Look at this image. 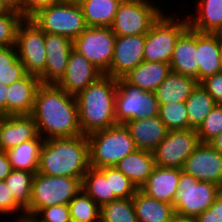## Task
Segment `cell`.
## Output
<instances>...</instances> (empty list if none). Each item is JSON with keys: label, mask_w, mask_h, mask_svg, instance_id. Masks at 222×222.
<instances>
[{"label": "cell", "mask_w": 222, "mask_h": 222, "mask_svg": "<svg viewBox=\"0 0 222 222\" xmlns=\"http://www.w3.org/2000/svg\"><path fill=\"white\" fill-rule=\"evenodd\" d=\"M90 168L89 140L85 135L44 140L38 173L83 178Z\"/></svg>", "instance_id": "3"}, {"label": "cell", "mask_w": 222, "mask_h": 222, "mask_svg": "<svg viewBox=\"0 0 222 222\" xmlns=\"http://www.w3.org/2000/svg\"><path fill=\"white\" fill-rule=\"evenodd\" d=\"M129 130L137 150L153 152L168 134V129L159 116L153 118L134 119L127 121Z\"/></svg>", "instance_id": "22"}, {"label": "cell", "mask_w": 222, "mask_h": 222, "mask_svg": "<svg viewBox=\"0 0 222 222\" xmlns=\"http://www.w3.org/2000/svg\"><path fill=\"white\" fill-rule=\"evenodd\" d=\"M158 116L169 131L189 129L188 112L185 102L159 104Z\"/></svg>", "instance_id": "37"}, {"label": "cell", "mask_w": 222, "mask_h": 222, "mask_svg": "<svg viewBox=\"0 0 222 222\" xmlns=\"http://www.w3.org/2000/svg\"><path fill=\"white\" fill-rule=\"evenodd\" d=\"M195 78L171 71L155 94L159 104L185 102L197 86Z\"/></svg>", "instance_id": "28"}, {"label": "cell", "mask_w": 222, "mask_h": 222, "mask_svg": "<svg viewBox=\"0 0 222 222\" xmlns=\"http://www.w3.org/2000/svg\"><path fill=\"white\" fill-rule=\"evenodd\" d=\"M222 192V188L211 182L199 181L180 169L177 192L173 198L175 215L195 219L207 210Z\"/></svg>", "instance_id": "6"}, {"label": "cell", "mask_w": 222, "mask_h": 222, "mask_svg": "<svg viewBox=\"0 0 222 222\" xmlns=\"http://www.w3.org/2000/svg\"><path fill=\"white\" fill-rule=\"evenodd\" d=\"M200 143H210L222 132V105L216 104L196 129Z\"/></svg>", "instance_id": "38"}, {"label": "cell", "mask_w": 222, "mask_h": 222, "mask_svg": "<svg viewBox=\"0 0 222 222\" xmlns=\"http://www.w3.org/2000/svg\"><path fill=\"white\" fill-rule=\"evenodd\" d=\"M12 8H16L22 0H6Z\"/></svg>", "instance_id": "51"}, {"label": "cell", "mask_w": 222, "mask_h": 222, "mask_svg": "<svg viewBox=\"0 0 222 222\" xmlns=\"http://www.w3.org/2000/svg\"><path fill=\"white\" fill-rule=\"evenodd\" d=\"M34 175L33 172L12 169L11 173L4 180L15 201L24 210L30 204Z\"/></svg>", "instance_id": "34"}, {"label": "cell", "mask_w": 222, "mask_h": 222, "mask_svg": "<svg viewBox=\"0 0 222 222\" xmlns=\"http://www.w3.org/2000/svg\"><path fill=\"white\" fill-rule=\"evenodd\" d=\"M199 181L211 182L222 188V155L209 143H200L186 159L182 168Z\"/></svg>", "instance_id": "15"}, {"label": "cell", "mask_w": 222, "mask_h": 222, "mask_svg": "<svg viewBox=\"0 0 222 222\" xmlns=\"http://www.w3.org/2000/svg\"><path fill=\"white\" fill-rule=\"evenodd\" d=\"M13 8L6 0H0V15L9 13Z\"/></svg>", "instance_id": "49"}, {"label": "cell", "mask_w": 222, "mask_h": 222, "mask_svg": "<svg viewBox=\"0 0 222 222\" xmlns=\"http://www.w3.org/2000/svg\"><path fill=\"white\" fill-rule=\"evenodd\" d=\"M40 85L39 77L31 74L8 85L6 116L31 115Z\"/></svg>", "instance_id": "20"}, {"label": "cell", "mask_w": 222, "mask_h": 222, "mask_svg": "<svg viewBox=\"0 0 222 222\" xmlns=\"http://www.w3.org/2000/svg\"><path fill=\"white\" fill-rule=\"evenodd\" d=\"M195 1L196 15L187 16L189 28L199 33L221 34L222 0Z\"/></svg>", "instance_id": "24"}, {"label": "cell", "mask_w": 222, "mask_h": 222, "mask_svg": "<svg viewBox=\"0 0 222 222\" xmlns=\"http://www.w3.org/2000/svg\"><path fill=\"white\" fill-rule=\"evenodd\" d=\"M73 49V41L62 35L45 33L46 63L44 72L39 76L41 84L57 85L64 77L68 57Z\"/></svg>", "instance_id": "16"}, {"label": "cell", "mask_w": 222, "mask_h": 222, "mask_svg": "<svg viewBox=\"0 0 222 222\" xmlns=\"http://www.w3.org/2000/svg\"><path fill=\"white\" fill-rule=\"evenodd\" d=\"M38 135L31 115L0 116V150L7 151Z\"/></svg>", "instance_id": "19"}, {"label": "cell", "mask_w": 222, "mask_h": 222, "mask_svg": "<svg viewBox=\"0 0 222 222\" xmlns=\"http://www.w3.org/2000/svg\"><path fill=\"white\" fill-rule=\"evenodd\" d=\"M29 222H72L68 204L41 209Z\"/></svg>", "instance_id": "41"}, {"label": "cell", "mask_w": 222, "mask_h": 222, "mask_svg": "<svg viewBox=\"0 0 222 222\" xmlns=\"http://www.w3.org/2000/svg\"><path fill=\"white\" fill-rule=\"evenodd\" d=\"M116 36L111 27H87L73 48L105 74L111 65Z\"/></svg>", "instance_id": "12"}, {"label": "cell", "mask_w": 222, "mask_h": 222, "mask_svg": "<svg viewBox=\"0 0 222 222\" xmlns=\"http://www.w3.org/2000/svg\"><path fill=\"white\" fill-rule=\"evenodd\" d=\"M15 221L14 222H25L26 220H20V219H14Z\"/></svg>", "instance_id": "52"}, {"label": "cell", "mask_w": 222, "mask_h": 222, "mask_svg": "<svg viewBox=\"0 0 222 222\" xmlns=\"http://www.w3.org/2000/svg\"><path fill=\"white\" fill-rule=\"evenodd\" d=\"M82 190L100 207L106 203L119 199L111 193L110 167L92 168L83 175Z\"/></svg>", "instance_id": "29"}, {"label": "cell", "mask_w": 222, "mask_h": 222, "mask_svg": "<svg viewBox=\"0 0 222 222\" xmlns=\"http://www.w3.org/2000/svg\"><path fill=\"white\" fill-rule=\"evenodd\" d=\"M116 91L117 79L103 74L75 97L83 135L88 136L117 125Z\"/></svg>", "instance_id": "2"}, {"label": "cell", "mask_w": 222, "mask_h": 222, "mask_svg": "<svg viewBox=\"0 0 222 222\" xmlns=\"http://www.w3.org/2000/svg\"><path fill=\"white\" fill-rule=\"evenodd\" d=\"M60 1H75V2H78L79 0H60Z\"/></svg>", "instance_id": "54"}, {"label": "cell", "mask_w": 222, "mask_h": 222, "mask_svg": "<svg viewBox=\"0 0 222 222\" xmlns=\"http://www.w3.org/2000/svg\"><path fill=\"white\" fill-rule=\"evenodd\" d=\"M111 193L118 198H131L139 190L136 185L115 167H110Z\"/></svg>", "instance_id": "40"}, {"label": "cell", "mask_w": 222, "mask_h": 222, "mask_svg": "<svg viewBox=\"0 0 222 222\" xmlns=\"http://www.w3.org/2000/svg\"><path fill=\"white\" fill-rule=\"evenodd\" d=\"M122 0H79L87 27H111Z\"/></svg>", "instance_id": "31"}, {"label": "cell", "mask_w": 222, "mask_h": 222, "mask_svg": "<svg viewBox=\"0 0 222 222\" xmlns=\"http://www.w3.org/2000/svg\"><path fill=\"white\" fill-rule=\"evenodd\" d=\"M185 105L188 112L189 129H197L216 103L212 96L198 83L185 101Z\"/></svg>", "instance_id": "32"}, {"label": "cell", "mask_w": 222, "mask_h": 222, "mask_svg": "<svg viewBox=\"0 0 222 222\" xmlns=\"http://www.w3.org/2000/svg\"><path fill=\"white\" fill-rule=\"evenodd\" d=\"M171 71L193 77L198 82L197 32L189 27L177 39L170 60Z\"/></svg>", "instance_id": "18"}, {"label": "cell", "mask_w": 222, "mask_h": 222, "mask_svg": "<svg viewBox=\"0 0 222 222\" xmlns=\"http://www.w3.org/2000/svg\"><path fill=\"white\" fill-rule=\"evenodd\" d=\"M198 83L222 72V35L197 32Z\"/></svg>", "instance_id": "21"}, {"label": "cell", "mask_w": 222, "mask_h": 222, "mask_svg": "<svg viewBox=\"0 0 222 222\" xmlns=\"http://www.w3.org/2000/svg\"><path fill=\"white\" fill-rule=\"evenodd\" d=\"M141 1H147V2H151V3L155 4L154 0H153V2H152V0H141Z\"/></svg>", "instance_id": "53"}, {"label": "cell", "mask_w": 222, "mask_h": 222, "mask_svg": "<svg viewBox=\"0 0 222 222\" xmlns=\"http://www.w3.org/2000/svg\"><path fill=\"white\" fill-rule=\"evenodd\" d=\"M132 201L138 222H171L176 217L173 204L151 198L140 189Z\"/></svg>", "instance_id": "27"}, {"label": "cell", "mask_w": 222, "mask_h": 222, "mask_svg": "<svg viewBox=\"0 0 222 222\" xmlns=\"http://www.w3.org/2000/svg\"><path fill=\"white\" fill-rule=\"evenodd\" d=\"M45 33L62 35L74 41L86 28L78 2L60 1L40 9L30 18Z\"/></svg>", "instance_id": "7"}, {"label": "cell", "mask_w": 222, "mask_h": 222, "mask_svg": "<svg viewBox=\"0 0 222 222\" xmlns=\"http://www.w3.org/2000/svg\"><path fill=\"white\" fill-rule=\"evenodd\" d=\"M188 27L186 16L163 13L145 34L144 61L170 63L175 43Z\"/></svg>", "instance_id": "8"}, {"label": "cell", "mask_w": 222, "mask_h": 222, "mask_svg": "<svg viewBox=\"0 0 222 222\" xmlns=\"http://www.w3.org/2000/svg\"><path fill=\"white\" fill-rule=\"evenodd\" d=\"M43 142L44 139L38 135L35 139L28 140L5 151L12 169L37 173Z\"/></svg>", "instance_id": "30"}, {"label": "cell", "mask_w": 222, "mask_h": 222, "mask_svg": "<svg viewBox=\"0 0 222 222\" xmlns=\"http://www.w3.org/2000/svg\"><path fill=\"white\" fill-rule=\"evenodd\" d=\"M68 205L72 222H100V206L83 190Z\"/></svg>", "instance_id": "36"}, {"label": "cell", "mask_w": 222, "mask_h": 222, "mask_svg": "<svg viewBox=\"0 0 222 222\" xmlns=\"http://www.w3.org/2000/svg\"><path fill=\"white\" fill-rule=\"evenodd\" d=\"M170 72L169 63L143 61L123 78L141 90L155 92Z\"/></svg>", "instance_id": "25"}, {"label": "cell", "mask_w": 222, "mask_h": 222, "mask_svg": "<svg viewBox=\"0 0 222 222\" xmlns=\"http://www.w3.org/2000/svg\"><path fill=\"white\" fill-rule=\"evenodd\" d=\"M180 178V169L155 166L147 182L140 188L147 196L173 204Z\"/></svg>", "instance_id": "23"}, {"label": "cell", "mask_w": 222, "mask_h": 222, "mask_svg": "<svg viewBox=\"0 0 222 222\" xmlns=\"http://www.w3.org/2000/svg\"><path fill=\"white\" fill-rule=\"evenodd\" d=\"M89 140L90 167H114L120 160L137 150L124 124L94 132Z\"/></svg>", "instance_id": "5"}, {"label": "cell", "mask_w": 222, "mask_h": 222, "mask_svg": "<svg viewBox=\"0 0 222 222\" xmlns=\"http://www.w3.org/2000/svg\"><path fill=\"white\" fill-rule=\"evenodd\" d=\"M0 214L7 217H9L8 214H17L18 216H15L17 219L25 220V210L15 201L4 180L0 181Z\"/></svg>", "instance_id": "42"}, {"label": "cell", "mask_w": 222, "mask_h": 222, "mask_svg": "<svg viewBox=\"0 0 222 222\" xmlns=\"http://www.w3.org/2000/svg\"><path fill=\"white\" fill-rule=\"evenodd\" d=\"M158 115L159 102L155 92L141 90L124 78L117 79L115 98L117 124H125L134 119L153 118Z\"/></svg>", "instance_id": "9"}, {"label": "cell", "mask_w": 222, "mask_h": 222, "mask_svg": "<svg viewBox=\"0 0 222 222\" xmlns=\"http://www.w3.org/2000/svg\"><path fill=\"white\" fill-rule=\"evenodd\" d=\"M31 116L44 140L82 135L76 98L58 85L39 86Z\"/></svg>", "instance_id": "1"}, {"label": "cell", "mask_w": 222, "mask_h": 222, "mask_svg": "<svg viewBox=\"0 0 222 222\" xmlns=\"http://www.w3.org/2000/svg\"><path fill=\"white\" fill-rule=\"evenodd\" d=\"M57 2H60V0H22L15 10L24 18H31L40 9Z\"/></svg>", "instance_id": "43"}, {"label": "cell", "mask_w": 222, "mask_h": 222, "mask_svg": "<svg viewBox=\"0 0 222 222\" xmlns=\"http://www.w3.org/2000/svg\"><path fill=\"white\" fill-rule=\"evenodd\" d=\"M81 190L82 178L35 173L30 204L25 210V220L30 221L45 207L69 204Z\"/></svg>", "instance_id": "4"}, {"label": "cell", "mask_w": 222, "mask_h": 222, "mask_svg": "<svg viewBox=\"0 0 222 222\" xmlns=\"http://www.w3.org/2000/svg\"><path fill=\"white\" fill-rule=\"evenodd\" d=\"M100 222H138L131 198H119L100 207Z\"/></svg>", "instance_id": "35"}, {"label": "cell", "mask_w": 222, "mask_h": 222, "mask_svg": "<svg viewBox=\"0 0 222 222\" xmlns=\"http://www.w3.org/2000/svg\"><path fill=\"white\" fill-rule=\"evenodd\" d=\"M155 166L152 152L136 150L120 160L114 167L140 189L147 182Z\"/></svg>", "instance_id": "26"}, {"label": "cell", "mask_w": 222, "mask_h": 222, "mask_svg": "<svg viewBox=\"0 0 222 222\" xmlns=\"http://www.w3.org/2000/svg\"><path fill=\"white\" fill-rule=\"evenodd\" d=\"M200 144L196 129L170 130L152 152L155 165L182 169L186 159Z\"/></svg>", "instance_id": "13"}, {"label": "cell", "mask_w": 222, "mask_h": 222, "mask_svg": "<svg viewBox=\"0 0 222 222\" xmlns=\"http://www.w3.org/2000/svg\"><path fill=\"white\" fill-rule=\"evenodd\" d=\"M195 222H222V192L207 210L195 218Z\"/></svg>", "instance_id": "45"}, {"label": "cell", "mask_w": 222, "mask_h": 222, "mask_svg": "<svg viewBox=\"0 0 222 222\" xmlns=\"http://www.w3.org/2000/svg\"><path fill=\"white\" fill-rule=\"evenodd\" d=\"M200 84L212 96L216 104L222 105V72L207 77Z\"/></svg>", "instance_id": "44"}, {"label": "cell", "mask_w": 222, "mask_h": 222, "mask_svg": "<svg viewBox=\"0 0 222 222\" xmlns=\"http://www.w3.org/2000/svg\"><path fill=\"white\" fill-rule=\"evenodd\" d=\"M27 75L18 57L16 45L0 47V83L11 85Z\"/></svg>", "instance_id": "33"}, {"label": "cell", "mask_w": 222, "mask_h": 222, "mask_svg": "<svg viewBox=\"0 0 222 222\" xmlns=\"http://www.w3.org/2000/svg\"><path fill=\"white\" fill-rule=\"evenodd\" d=\"M151 2L141 0H122L111 26L115 36L146 34L151 26L164 13Z\"/></svg>", "instance_id": "10"}, {"label": "cell", "mask_w": 222, "mask_h": 222, "mask_svg": "<svg viewBox=\"0 0 222 222\" xmlns=\"http://www.w3.org/2000/svg\"><path fill=\"white\" fill-rule=\"evenodd\" d=\"M16 48L26 73L39 77L45 68V32L30 18H24L17 30Z\"/></svg>", "instance_id": "11"}, {"label": "cell", "mask_w": 222, "mask_h": 222, "mask_svg": "<svg viewBox=\"0 0 222 222\" xmlns=\"http://www.w3.org/2000/svg\"><path fill=\"white\" fill-rule=\"evenodd\" d=\"M145 34L116 36L112 62L105 75L123 78L144 61Z\"/></svg>", "instance_id": "14"}, {"label": "cell", "mask_w": 222, "mask_h": 222, "mask_svg": "<svg viewBox=\"0 0 222 222\" xmlns=\"http://www.w3.org/2000/svg\"><path fill=\"white\" fill-rule=\"evenodd\" d=\"M171 222H195V219L175 217Z\"/></svg>", "instance_id": "50"}, {"label": "cell", "mask_w": 222, "mask_h": 222, "mask_svg": "<svg viewBox=\"0 0 222 222\" xmlns=\"http://www.w3.org/2000/svg\"><path fill=\"white\" fill-rule=\"evenodd\" d=\"M209 144L222 155V132L217 135L215 139H213Z\"/></svg>", "instance_id": "48"}, {"label": "cell", "mask_w": 222, "mask_h": 222, "mask_svg": "<svg viewBox=\"0 0 222 222\" xmlns=\"http://www.w3.org/2000/svg\"><path fill=\"white\" fill-rule=\"evenodd\" d=\"M11 171L12 167L6 152L0 150V181L5 180Z\"/></svg>", "instance_id": "46"}, {"label": "cell", "mask_w": 222, "mask_h": 222, "mask_svg": "<svg viewBox=\"0 0 222 222\" xmlns=\"http://www.w3.org/2000/svg\"><path fill=\"white\" fill-rule=\"evenodd\" d=\"M24 17L14 8L0 15V47L16 45L17 30Z\"/></svg>", "instance_id": "39"}, {"label": "cell", "mask_w": 222, "mask_h": 222, "mask_svg": "<svg viewBox=\"0 0 222 222\" xmlns=\"http://www.w3.org/2000/svg\"><path fill=\"white\" fill-rule=\"evenodd\" d=\"M8 85L0 83V116H6Z\"/></svg>", "instance_id": "47"}, {"label": "cell", "mask_w": 222, "mask_h": 222, "mask_svg": "<svg viewBox=\"0 0 222 222\" xmlns=\"http://www.w3.org/2000/svg\"><path fill=\"white\" fill-rule=\"evenodd\" d=\"M102 75L96 66L73 48L68 57L66 73L57 85L76 97Z\"/></svg>", "instance_id": "17"}]
</instances>
